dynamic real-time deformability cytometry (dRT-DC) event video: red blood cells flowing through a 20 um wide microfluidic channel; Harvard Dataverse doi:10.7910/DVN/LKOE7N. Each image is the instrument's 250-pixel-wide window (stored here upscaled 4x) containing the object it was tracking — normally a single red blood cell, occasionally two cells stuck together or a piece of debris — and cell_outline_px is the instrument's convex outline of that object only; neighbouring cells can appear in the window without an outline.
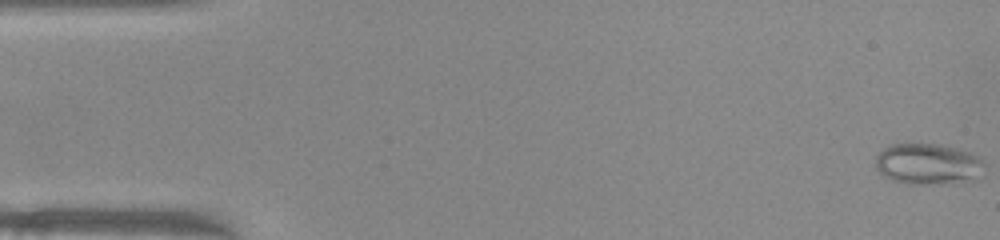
{"species": "common noctule bat (a hibernating species)", "species_latin": "Nyctalus noctula", "temperature_condition": "warm", "stored_images_in_passage": 52, "segment_of_instrument_passage": [1, 2], "camera_frame_rate_fps": 3000, "um_per_image_px": 0.085, "animal": {"sex": "female", "body_mass_g": 22.0, "forearm_length_mm": 56.7}, "frame": {"image": 1, "passage_image": 1, "time_ms": 0.0, "image_size_px": [1000, 240], "cell_outline_px": [[984, 176], [976, 180], [960, 184], [904, 184], [892, 180], [884, 176], [876, 168], [876, 156], [884, 148], [892, 144], [944, 144], [972, 152], [980, 156], [984, 160]], "centroid_in_image_um": [79.0, 13.97], "position_along_channel_um": 6.0, "area_um2": 27.05}}
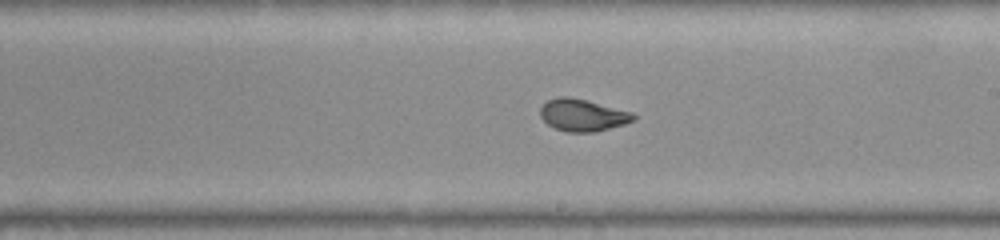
{"frame": {"image": 2, "passage_image": 29, "time_ms": 9.333, "image_size_px": [1000, 240], "cell_outline_px": [[636, 120], [624, 124], [596, 132], [568, 132], [556, 128], [548, 124], [540, 116], [540, 108], [548, 100], [560, 96], [568, 96], [588, 100], [632, 112], [636, 116]], "centroid_in_image_um": [49.55, 9.78], "position_along_channel_um": 239.5, "area_um2": 17.46}}
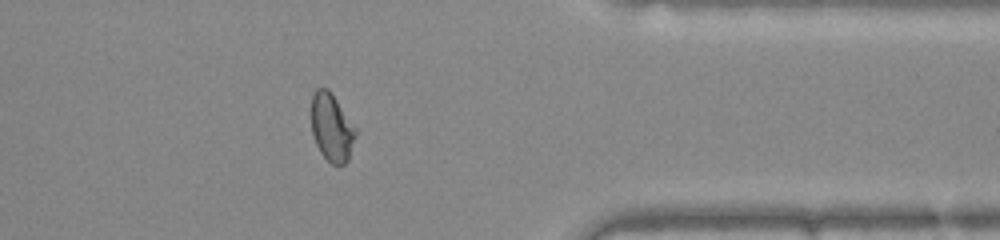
{"frame": {"image": 3, "passage_image": 41, "time_ms": 13.333, "image_size_px": [1000, 240], "cell_outline_px": [[356, 136], [348, 160], [344, 164], [332, 164], [320, 152], [316, 144], [312, 132], [312, 96], [316, 88], [328, 88], [356, 128]], "centroid_in_image_um": [28.2, 10.83], "position_along_channel_um": 383.2, "area_um2": 17.28}}